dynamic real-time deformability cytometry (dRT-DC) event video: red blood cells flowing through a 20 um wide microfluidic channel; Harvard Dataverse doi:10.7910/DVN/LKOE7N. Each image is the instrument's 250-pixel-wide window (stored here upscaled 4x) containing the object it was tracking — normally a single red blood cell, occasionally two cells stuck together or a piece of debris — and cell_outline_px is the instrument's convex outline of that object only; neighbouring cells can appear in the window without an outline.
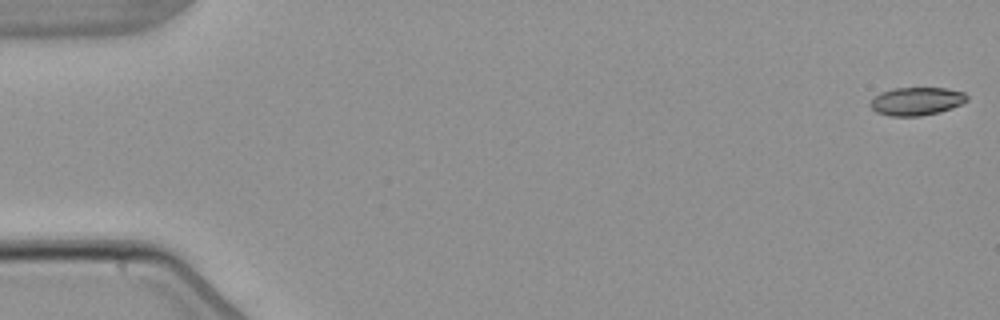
{"species": "common noctule bat (a hibernating species)", "species_latin": "Nyctalus noctula", "temperature_condition": "warm", "stored_images_in_passage": 4, "camera_frame_rate_fps": 3000, "um_per_image_px": 0.085, "animal": {"sex": "male", "body_mass_g": 21.5, "forearm_length_mm": 52.0}, "frame": {"image": 1, "passage_image": 1, "time_ms": 0.0, "image_size_px": [1000, 320], "cell_outline_px": [[968, 100], [952, 108], [940, 112], [920, 116], [888, 116], [876, 112], [868, 104], [880, 92], [892, 88], [944, 88], [964, 92], [968, 96]], "centroid_in_image_um": [77.89, 8.61], "position_along_channel_um": 7.1, "area_um2": 15.9}}
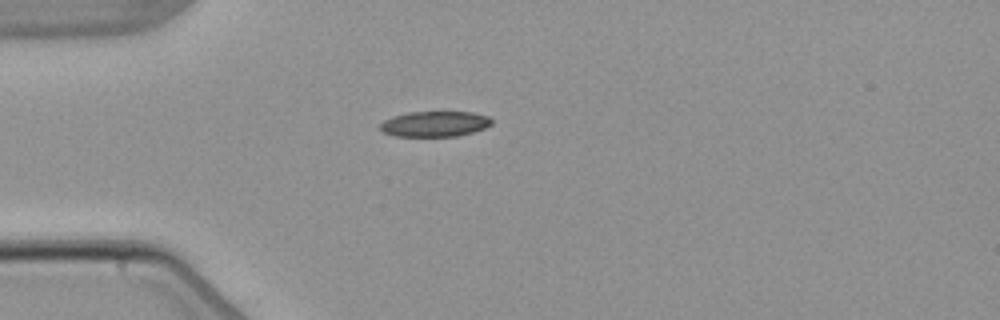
{"frame": {"image": 2, "passage_image": 4, "time_ms": 4.667, "image_size_px": [1000, 320], "cell_outline_px": [[492, 124], [484, 128], [472, 132], [456, 136], [396, 136], [384, 132], [380, 128], [380, 124], [384, 120], [392, 116], [408, 112], [472, 112], [488, 116], [492, 120]], "centroid_in_image_um": [36.95, 10.52], "position_along_channel_um": 48.0, "area_um2": 16.47}}